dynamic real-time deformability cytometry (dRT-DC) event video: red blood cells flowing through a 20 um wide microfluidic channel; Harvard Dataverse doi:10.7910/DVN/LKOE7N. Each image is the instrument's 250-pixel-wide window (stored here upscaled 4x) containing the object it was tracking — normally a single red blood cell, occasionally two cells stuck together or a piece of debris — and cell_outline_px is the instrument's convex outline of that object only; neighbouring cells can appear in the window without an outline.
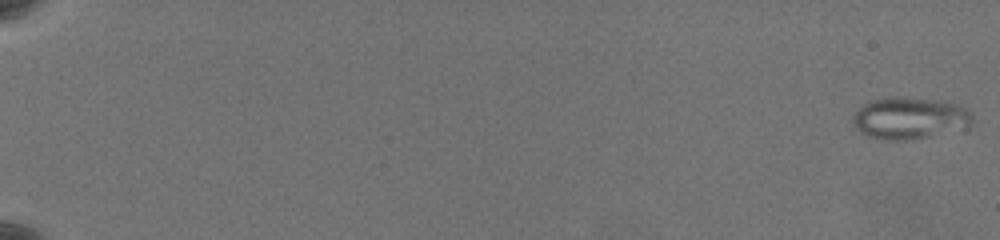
{"species": "common noctule bat (a hibernating species)", "species_latin": "Nyctalus noctula", "temperature_condition": "warm", "stored_images_in_passage": 65, "camera_frame_rate_fps": 3000, "um_per_image_px": 0.085, "animal": {"sex": "female", "body_mass_g": 19.5, "forearm_length_mm": 54.1}, "frame": {"image": 1, "passage_image": 1, "time_ms": 0.0, "image_size_px": [1000, 240], "cell_outline_px": [[976, 120], [968, 128], [928, 136], [904, 140], [888, 140], [868, 136], [860, 132], [856, 128], [852, 120], [852, 116], [868, 100], [892, 96], [904, 96], [936, 100], [956, 104], [968, 108], [972, 112]], "centroid_in_image_um": [77.37, 10.02], "position_along_channel_um": 7.6, "area_um2": 29.54}}
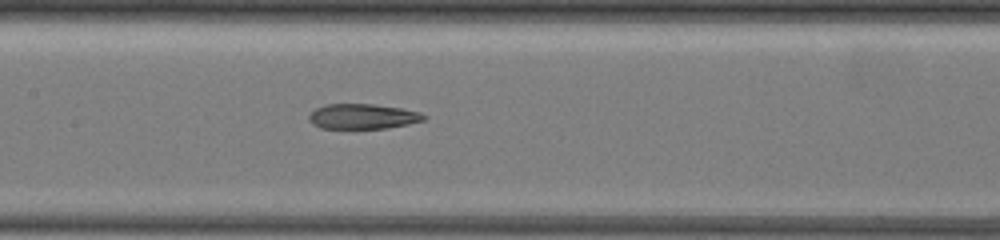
{"frame": {"image": 2, "passage_image": 36, "time_ms": 11.667, "image_size_px": [1000, 240], "cell_outline_px": [[428, 116], [424, 120], [408, 124], [388, 128], [320, 128], [312, 124], [308, 120], [308, 116], [316, 108], [324, 104], [372, 104], [400, 108], [420, 112]], "centroid_in_image_um": [30.82, 9.89], "position_along_channel_um": 176.6, "area_um2": 16.82}}
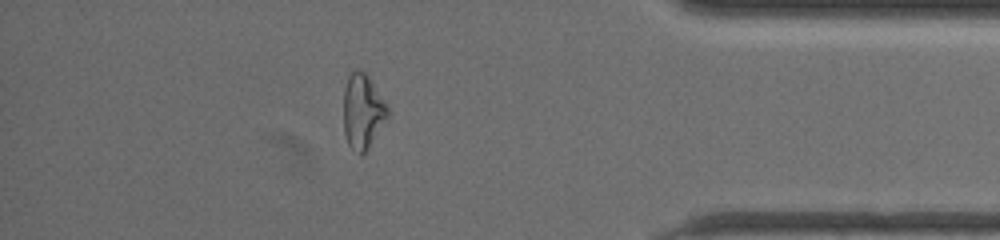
{"frame": {"image": 3, "passage_image": 58, "time_ms": 19.0, "image_size_px": [1000, 240], "cell_outline_px": [[388, 116], [368, 148], [360, 156], [348, 144], [344, 132], [344, 88], [348, 76], [356, 68], [364, 72], [368, 76], [388, 104]], "centroid_in_image_um": [30.83, 9.45], "position_along_channel_um": 404.4, "area_um2": 19.13}, "authors_computed_cell_mechanics": {"area_um2": 21.9062, "velocity_mm_per_s": 3.4476, "shape_relaxation_time_tau1_ms": null, "shape_relaxation_time_tau2_ms": 3.8252, "deformation_change_tau1": null, "deformation_change_tau2": 0.1172}}